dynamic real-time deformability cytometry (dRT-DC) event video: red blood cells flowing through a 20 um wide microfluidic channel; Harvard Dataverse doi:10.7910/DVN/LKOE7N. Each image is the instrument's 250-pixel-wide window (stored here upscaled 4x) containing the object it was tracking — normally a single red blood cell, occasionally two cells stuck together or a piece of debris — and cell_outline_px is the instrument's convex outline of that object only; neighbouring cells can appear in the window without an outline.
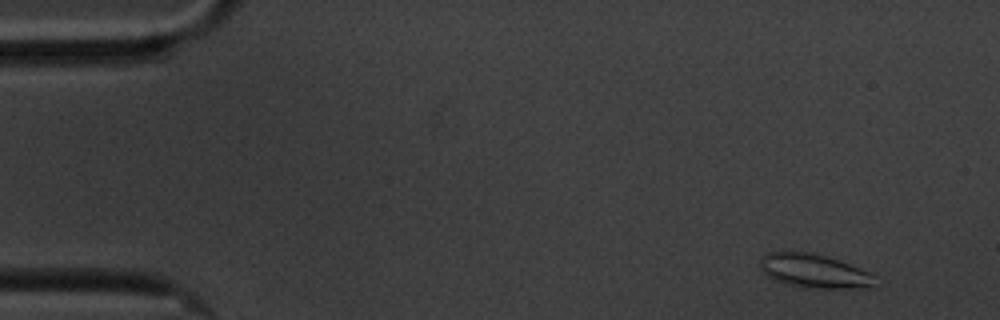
{"species": "common noctule bat (a hibernating species)", "species_latin": "Nyctalus noctula", "temperature_condition": "cold", "stored_images_in_passage": 8, "camera_frame_rate_fps": 3000, "um_per_image_px": 0.085, "animal": {"sex": "male", "body_mass_g": 20.1, "forearm_length_mm": 53.5}, "frame": {"image": 1, "passage_image": 2, "time_ms": 1.0, "image_size_px": [1000, 320], "cell_outline_px": [[876, 288], [804, 288], [788, 284], [776, 280], [768, 276], [760, 268], [760, 256], [768, 252], [812, 252], [828, 256], [840, 260], [868, 272], [876, 276]], "centroid_in_image_um": [69.24, 23.04], "position_along_channel_um": 15.8, "area_um2": 22.95}}
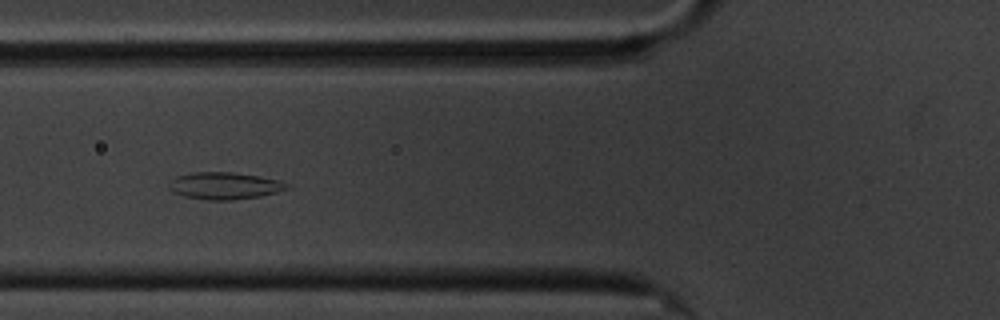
{"frame": {"image": 2, "passage_image": 6, "time_ms": 6.667, "image_size_px": [1000, 320], "cell_outline_px": [[292, 188], [260, 196], [236, 200], [208, 200], [184, 196], [172, 192], [168, 188], [168, 184], [176, 176], [192, 172], [232, 172], [260, 176], [280, 180], [288, 184]], "centroid_in_image_um": [19.09, 15.79], "position_along_channel_um": 106.7, "area_um2": 18.79}}
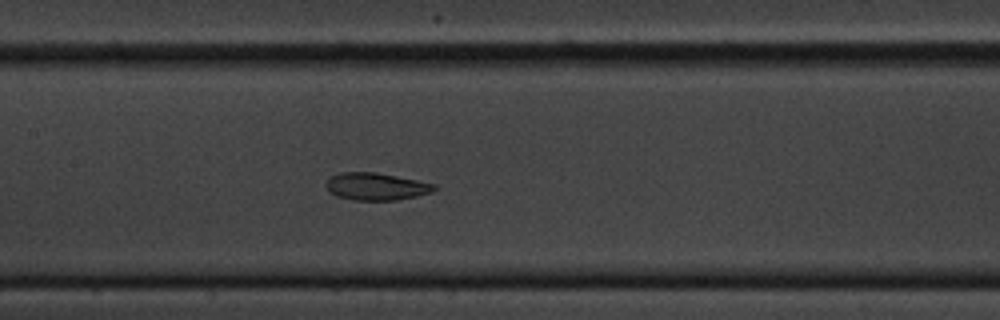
{"frame": {"image": 3, "passage_image": 8, "time_ms": 8.667, "image_size_px": [1000, 320], "cell_outline_px": [[436, 188], [432, 192], [416, 196], [396, 200], [352, 200], [336, 196], [328, 192], [324, 184], [332, 176], [340, 172], [376, 172], [436, 184]], "centroid_in_image_um": [31.93, 15.85], "position_along_channel_um": 175.5, "area_um2": 17.28}}